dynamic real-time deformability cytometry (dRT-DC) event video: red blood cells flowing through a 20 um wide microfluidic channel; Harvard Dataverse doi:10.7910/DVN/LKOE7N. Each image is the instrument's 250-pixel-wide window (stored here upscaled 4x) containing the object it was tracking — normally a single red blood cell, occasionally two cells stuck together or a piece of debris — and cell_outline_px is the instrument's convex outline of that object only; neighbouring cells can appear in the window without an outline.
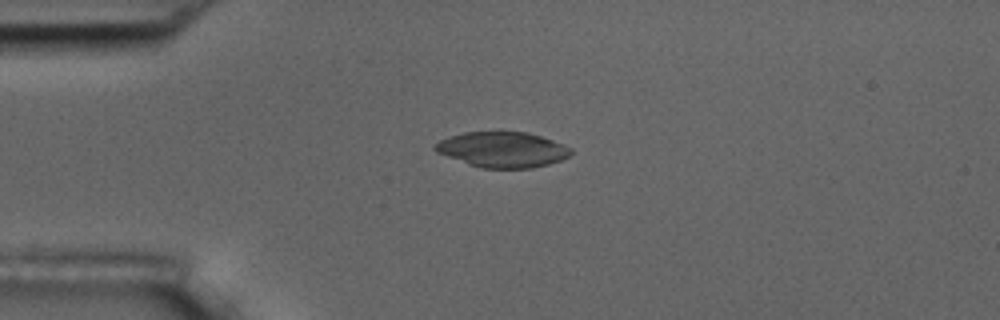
{"species": "common noctule bat (a hibernating species)", "species_latin": "Nyctalus noctula", "temperature_condition": "room temperature", "stored_images_in_passage": 42, "camera_frame_rate_fps": 3000, "um_per_image_px": 0.085, "animal": {"sex": "male", "body_mass_g": 17.5, "forearm_length_mm": 52.3}, "frame": {"image": 1, "passage_image": 1, "time_ms": 0.0, "image_size_px": [1000, 320], "cell_outline_px": [[572, 152], [568, 156], [560, 160], [548, 164], [532, 168], [484, 168], [468, 164], [436, 152], [432, 148], [432, 144], [448, 136], [464, 132], [528, 132], [564, 144], [572, 148]], "centroid_in_image_um": [42.68, 12.71], "position_along_channel_um": 42.3, "area_um2": 28.09}}
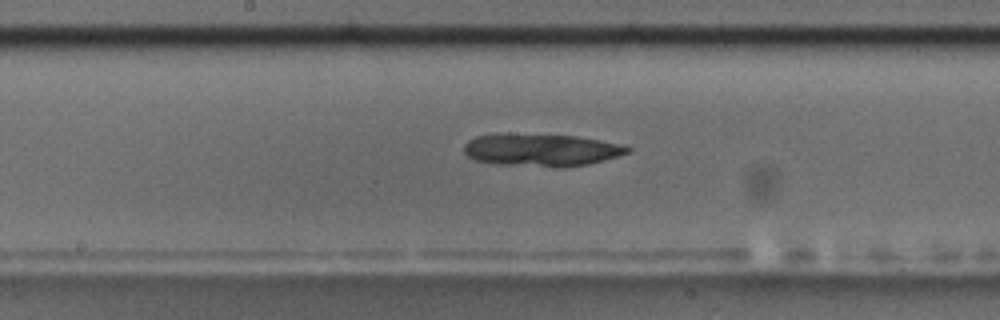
{"frame": {"image": 2, "passage_image": 16, "time_ms": 5.0, "image_size_px": [1000, 320], "cell_outline_px": [[632, 148], [628, 152], [616, 156], [588, 164], [564, 168], [560, 168], [496, 164], [476, 160], [468, 156], [464, 152], [464, 144], [468, 140], [476, 136], [496, 132], [508, 132], [576, 136], [628, 144]], "centroid_in_image_um": [46.0, 12.72], "position_along_channel_um": 202.2, "area_um2": 31.91}}
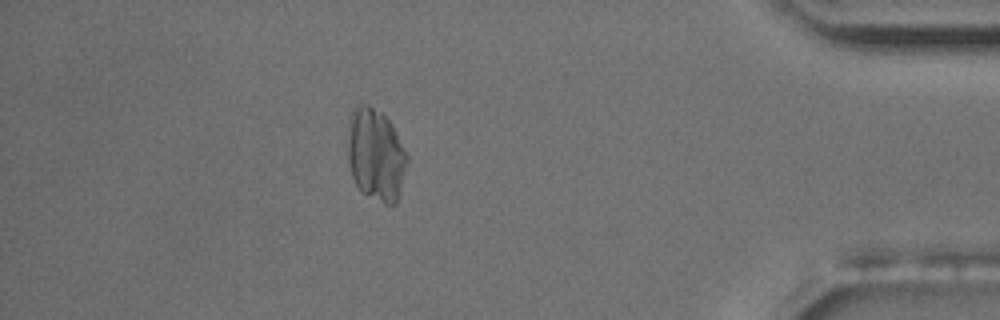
{"frame": {"image": 3, "passage_image": 36, "time_ms": 11.667, "image_size_px": [1000, 320], "cell_outline_px": [[408, 160], [396, 204], [384, 204], [364, 192], [356, 184], [352, 176], [348, 160], [348, 132], [352, 112], [356, 104], [368, 104], [380, 112], [392, 124], [408, 156]], "centroid_in_image_um": [31.94, 13.14], "position_along_channel_um": 403.3, "area_um2": 31.56}}